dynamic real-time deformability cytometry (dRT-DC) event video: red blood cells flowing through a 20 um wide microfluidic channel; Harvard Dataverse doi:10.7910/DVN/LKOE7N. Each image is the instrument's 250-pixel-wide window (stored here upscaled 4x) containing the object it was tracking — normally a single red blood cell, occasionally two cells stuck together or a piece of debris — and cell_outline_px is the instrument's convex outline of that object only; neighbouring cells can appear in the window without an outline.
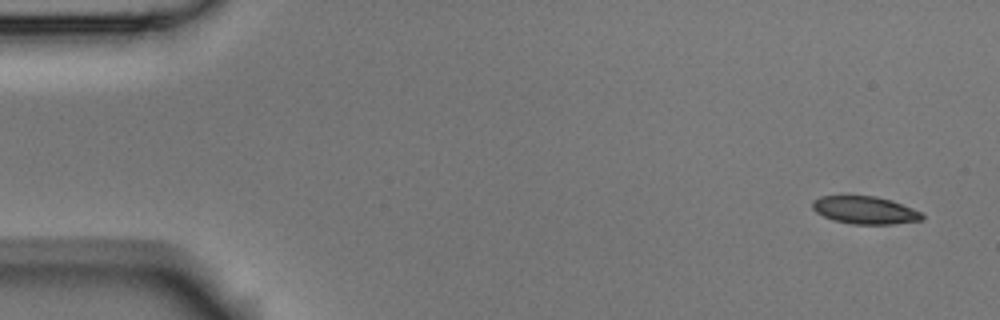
{"species": "Egyptian fruit bat (a non-hibernating species)", "species_latin": "Rousettus aegyptiacus", "temperature_condition": "room temperature", "stored_images_in_passage": 4, "segment_of_instrument_passage": [2, 2], "camera_frame_rate_fps": 3000, "um_per_image_px": 0.085, "animal": {"sex": "male"}, "frame": {"image": 1, "passage_image": 4, "time_ms": 1.0, "image_size_px": [1000, 320], "cell_outline_px": [[924, 220], [892, 224], [852, 224], [836, 220], [824, 216], [816, 212], [812, 208], [812, 200], [820, 196], [848, 192], [876, 196], [892, 200], [924, 212]], "centroid_in_image_um": [73.51, 17.8], "position_along_channel_um": 11.5, "area_um2": 18.61}}